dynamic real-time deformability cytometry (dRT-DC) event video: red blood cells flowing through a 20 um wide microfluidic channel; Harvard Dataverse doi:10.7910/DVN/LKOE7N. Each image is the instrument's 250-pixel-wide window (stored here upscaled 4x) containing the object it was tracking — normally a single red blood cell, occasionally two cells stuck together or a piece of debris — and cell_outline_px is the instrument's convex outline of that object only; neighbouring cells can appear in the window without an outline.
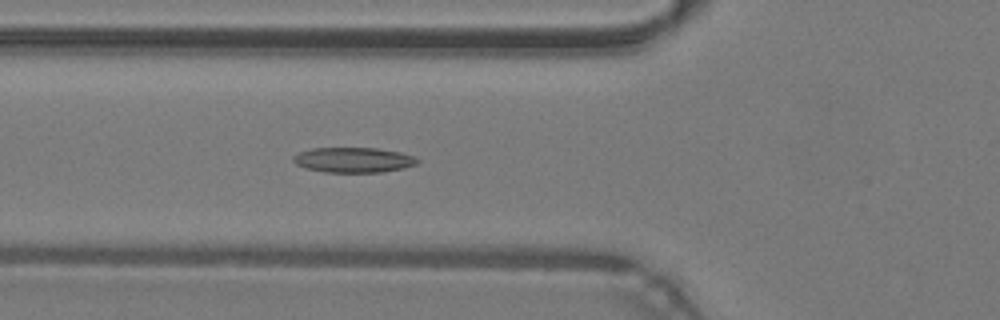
{"species": "common noctule bat (a hibernating species)", "species_latin": "Nyctalus noctula", "temperature_condition": "warm", "stored_images_in_passage": 48, "camera_frame_rate_fps": 3000, "um_per_image_px": 0.085, "animal": {"sex": "male", "body_mass_g": 19.2, "forearm_length_mm": 51.8}, "frame": {"image": 1, "passage_image": 18, "time_ms": 5.667, "image_size_px": [1000, 320], "cell_outline_px": [[420, 160], [416, 164], [404, 168], [384, 172], [324, 172], [304, 168], [296, 164], [292, 160], [292, 156], [300, 152], [312, 148], [376, 148], [400, 152], [416, 156]], "centroid_in_image_um": [30.05, 13.59], "position_along_channel_um": 95.7, "area_um2": 18.32}}
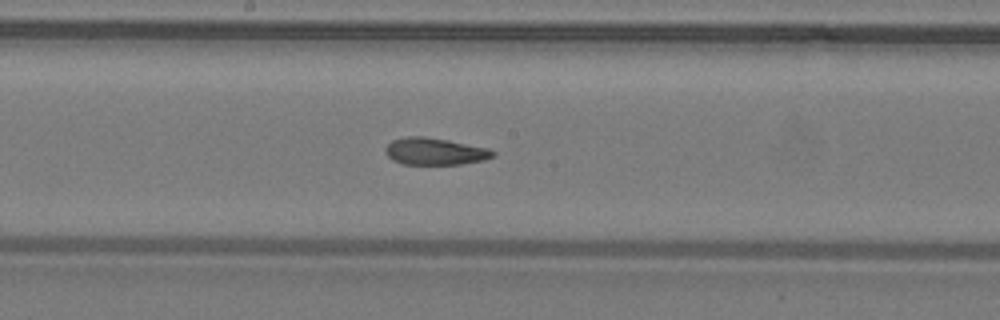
{"frame": {"image": 2, "passage_image": 26, "time_ms": 8.333, "image_size_px": [1000, 320], "cell_outline_px": [[496, 156], [484, 160], [460, 164], [404, 164], [392, 160], [384, 152], [384, 148], [392, 140], [408, 136], [424, 136], [448, 140], [488, 148], [496, 152]], "centroid_in_image_um": [36.96, 12.87], "position_along_channel_um": 211.2, "area_um2": 16.99}}
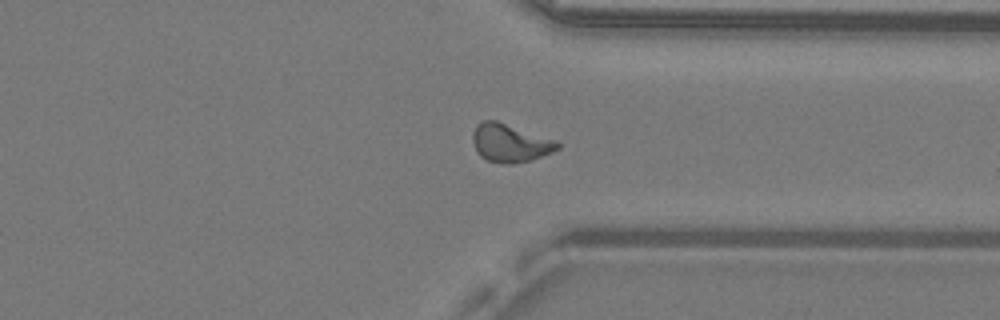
{"frame": {"image": 3, "passage_image": 37, "time_ms": 12.0, "image_size_px": [1000, 320], "cell_outline_px": [[560, 148], [552, 152], [532, 160], [512, 164], [504, 164], [488, 160], [480, 156], [476, 152], [472, 140], [472, 132], [476, 124], [480, 120], [496, 120], [556, 140], [560, 144]], "centroid_in_image_um": [43.33, 12.15], "position_along_channel_um": 368.1, "area_um2": 19.07}, "authors_computed_cell_mechanics": {"area_um2": 17.8891, "velocity_mm_per_s": 4.3093, "shape_relaxation_time_tau1_ms": 7.7767, "shape_relaxation_time_tau2_ms": 2.367, "deformation_change_tau1": 0.2216, "deformation_change_tau2": 0.0841}}